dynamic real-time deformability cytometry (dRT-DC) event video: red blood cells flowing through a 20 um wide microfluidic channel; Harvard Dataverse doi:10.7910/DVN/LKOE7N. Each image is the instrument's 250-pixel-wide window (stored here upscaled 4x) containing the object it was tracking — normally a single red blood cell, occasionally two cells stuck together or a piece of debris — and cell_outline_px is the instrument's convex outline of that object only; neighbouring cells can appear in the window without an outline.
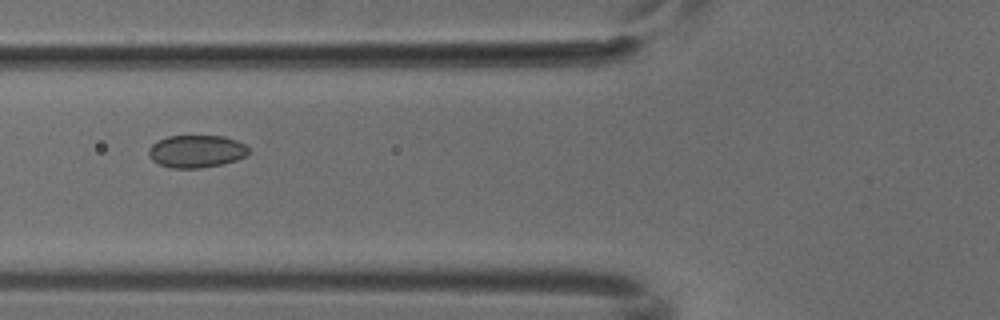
{"species": "common noctule bat (a hibernating species)", "species_latin": "Nyctalus noctula", "temperature_condition": "cold", "stored_images_in_passage": 5, "camera_frame_rate_fps": 3000, "um_per_image_px": 0.085, "animal": {"sex": "male", "body_mass_g": 18.8}, "frame": {"image": 1, "passage_image": 5, "time_ms": 1.333, "image_size_px": [1000, 320], "cell_outline_px": [[248, 152], [244, 156], [236, 160], [220, 164], [200, 168], [168, 168], [152, 160], [148, 152], [148, 148], [152, 144], [168, 136], [224, 136], [236, 140], [244, 144], [248, 148]], "centroid_in_image_um": [16.67, 12.86], "position_along_channel_um": 109.1, "area_um2": 18.79}}